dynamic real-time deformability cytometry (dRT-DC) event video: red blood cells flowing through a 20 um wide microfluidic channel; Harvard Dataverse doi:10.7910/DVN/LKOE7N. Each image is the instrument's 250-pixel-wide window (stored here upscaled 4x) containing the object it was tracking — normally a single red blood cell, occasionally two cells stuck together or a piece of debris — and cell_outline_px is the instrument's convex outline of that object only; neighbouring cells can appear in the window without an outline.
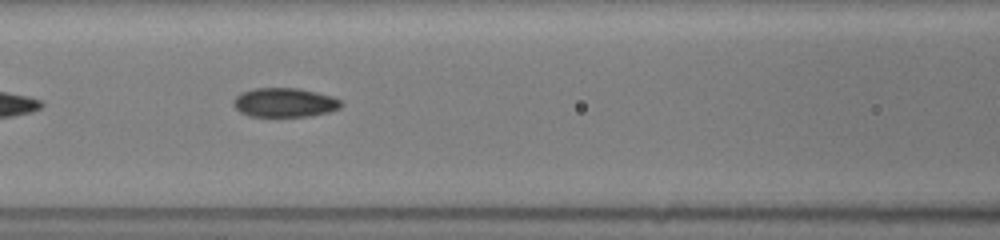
{"species": "common noctule bat (a hibernating species)", "species_latin": "Nyctalus noctula", "temperature_condition": "room temperature", "stored_images_in_passage": 17, "camera_frame_rate_fps": 3000, "um_per_image_px": 0.085, "animal": {"sex": "female", "body_mass_g": 19.5, "forearm_length_mm": 54.1}, "frame": {"image": 1, "passage_image": 8, "time_ms": 2.333, "image_size_px": [1000, 240], "cell_outline_px": [[344, 104], [340, 108], [328, 112], [312, 116], [248, 116], [240, 112], [232, 104], [232, 100], [240, 92], [252, 88], [296, 88], [316, 92], [332, 96], [340, 100]], "centroid_in_image_um": [24.17, 8.71], "position_along_channel_um": 142.4, "area_um2": 18.44}}